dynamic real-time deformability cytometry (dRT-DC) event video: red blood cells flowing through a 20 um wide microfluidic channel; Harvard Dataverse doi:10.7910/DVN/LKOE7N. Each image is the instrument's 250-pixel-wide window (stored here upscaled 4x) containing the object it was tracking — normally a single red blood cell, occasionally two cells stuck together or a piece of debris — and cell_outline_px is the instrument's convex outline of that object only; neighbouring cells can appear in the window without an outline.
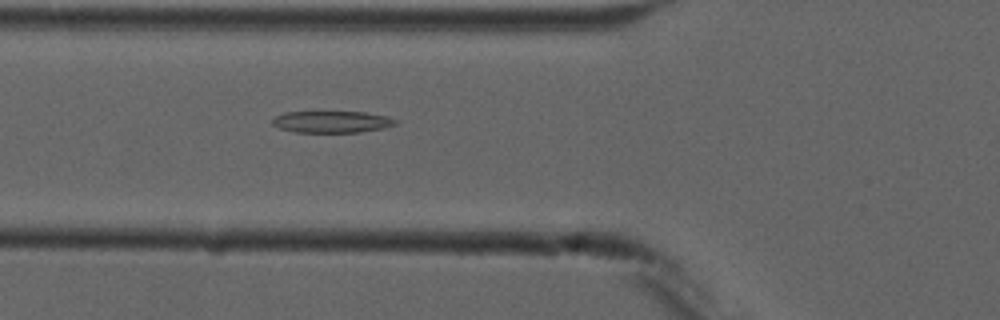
{"species": "common noctule bat (a hibernating species)", "species_latin": "Nyctalus noctula", "temperature_condition": "cold", "stored_images_in_passage": 5, "camera_frame_rate_fps": 3000, "um_per_image_px": 0.085, "animal": {"sex": "male", "forearm_length_mm": 52.5}, "frame": {"image": 1, "passage_image": 5, "time_ms": 5.333, "image_size_px": [1000, 320], "cell_outline_px": [[396, 124], [384, 128], [360, 132], [296, 132], [280, 128], [272, 124], [272, 120], [276, 116], [284, 112], [316, 108], [364, 112], [388, 116], [396, 120]], "centroid_in_image_um": [28.15, 10.29], "position_along_channel_um": 97.6, "area_um2": 16.65}}